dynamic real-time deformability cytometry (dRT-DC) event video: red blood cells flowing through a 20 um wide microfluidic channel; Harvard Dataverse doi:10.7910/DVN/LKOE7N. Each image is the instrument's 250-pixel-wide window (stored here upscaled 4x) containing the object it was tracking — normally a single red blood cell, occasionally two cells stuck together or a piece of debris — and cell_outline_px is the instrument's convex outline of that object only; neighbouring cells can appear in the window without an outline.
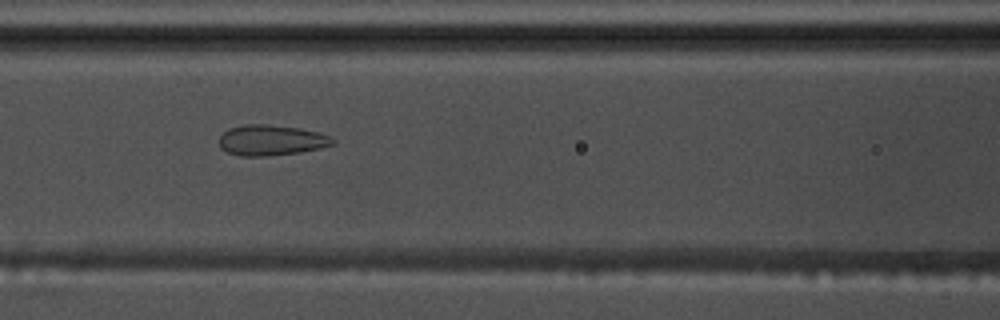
{"species": "common noctule bat (a hibernating species)", "species_latin": "Nyctalus noctula", "temperature_condition": "warm", "stored_images_in_passage": 42, "camera_frame_rate_fps": 3000, "um_per_image_px": 0.085, "animal": {"sex": "male", "body_mass_g": 17.5, "forearm_length_mm": 52.3}, "frame": {"image": 1, "passage_image": 10, "time_ms": 3.0, "image_size_px": [1000, 320], "cell_outline_px": [[336, 144], [320, 148], [300, 152], [264, 156], [240, 156], [228, 152], [220, 148], [220, 136], [228, 128], [244, 124], [264, 124], [296, 128], [316, 132], [328, 136], [336, 140]], "centroid_in_image_um": [23.03, 11.92], "position_along_channel_um": 143.6, "area_um2": 20.06}}
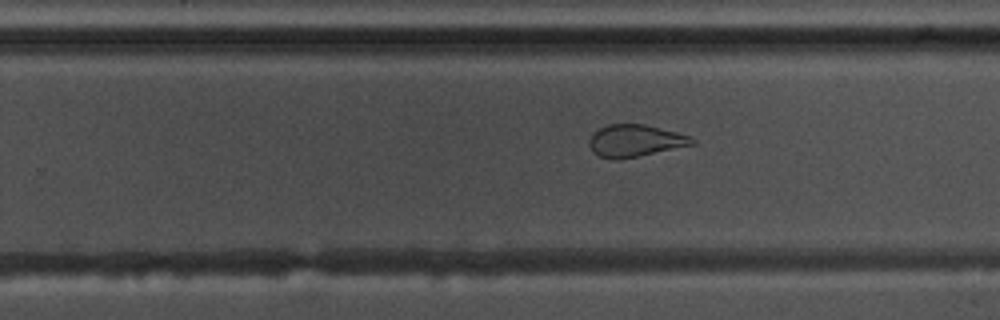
{"frame": {"image": 2, "passage_image": 21, "time_ms": 6.667, "image_size_px": [1000, 320], "cell_outline_px": [[696, 144], [640, 156], [620, 160], [612, 160], [600, 156], [592, 152], [588, 144], [588, 140], [592, 132], [608, 124], [644, 124], [676, 132], [688, 136], [696, 140]], "centroid_in_image_um": [53.95, 11.98], "position_along_channel_um": 275.9, "area_um2": 19.48}}
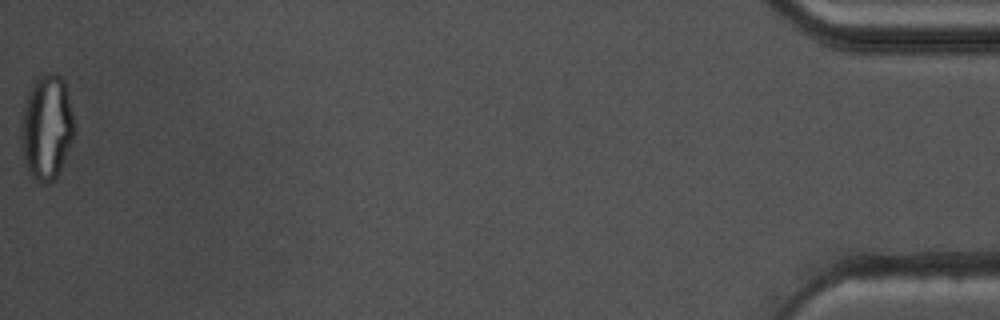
{"frame": {"image": 3, "passage_image": 42, "time_ms": 13.667, "image_size_px": [1000, 320], "cell_outline_px": [[76, 132], [56, 176], [52, 180], [36, 180], [32, 176], [24, 160], [20, 148], [20, 128], [24, 108], [28, 92], [36, 76], [44, 72], [56, 72], [64, 80], [72, 112]], "centroid_in_image_um": [3.95, 10.73], "position_along_channel_um": 431.2, "area_um2": 32.37}, "authors_computed_cell_mechanics": {"area_um2": 21.6172, "velocity_mm_per_s": 3.6168, "shape_relaxation_time_tau1_ms": null, "shape_relaxation_time_tau2_ms": 1.1188, "deformation_change_tau1": null, "deformation_change_tau2": 0.0697}}